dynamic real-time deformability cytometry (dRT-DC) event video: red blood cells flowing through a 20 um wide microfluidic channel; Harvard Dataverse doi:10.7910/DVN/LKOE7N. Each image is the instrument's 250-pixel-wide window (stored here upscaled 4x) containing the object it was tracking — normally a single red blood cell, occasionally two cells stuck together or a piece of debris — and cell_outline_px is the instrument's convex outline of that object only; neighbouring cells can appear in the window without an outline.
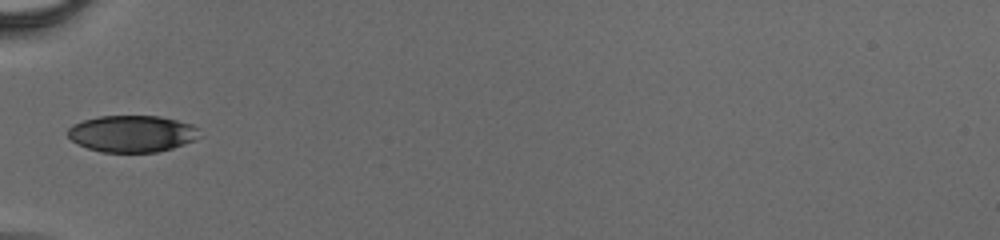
{"species": "human", "species_latin": "Homo sapiens", "temperature_condition": "cold", "stored_images_in_passage": 34, "camera_frame_rate_fps": 3000, "um_per_image_px": 0.085, "donor": {"sex": "male"}, "frame": {"image": 1, "passage_image": 1, "time_ms": 0.0, "image_size_px": [1000, 240], "cell_outline_px": [[204, 136], [196, 140], [172, 148], [156, 152], [100, 152], [88, 148], [72, 140], [68, 136], [68, 128], [72, 124], [84, 120], [100, 116], [160, 116], [192, 124], [200, 128]], "centroid_in_image_um": [11.3, 11.36], "position_along_channel_um": 73.7, "area_um2": 28.44}}
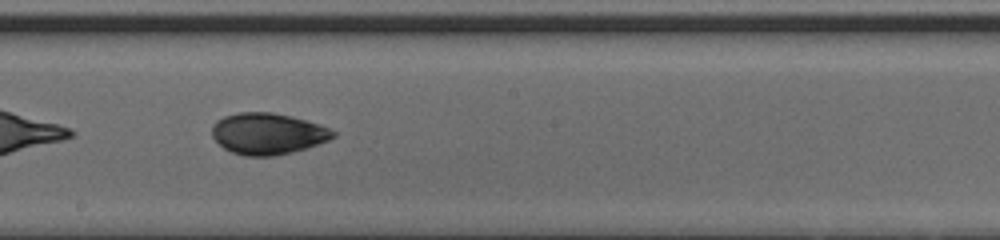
{"frame": {"image": 2, "passage_image": 13, "time_ms": 4.0, "image_size_px": [1000, 240], "cell_outline_px": [[336, 136], [328, 140], [292, 152], [272, 156], [244, 156], [232, 152], [224, 148], [212, 136], [212, 124], [216, 120], [224, 116], [240, 112], [272, 112], [292, 116], [320, 124], [336, 132]], "centroid_in_image_um": [22.74, 11.35], "position_along_channel_um": 225.5, "area_um2": 29.13}}
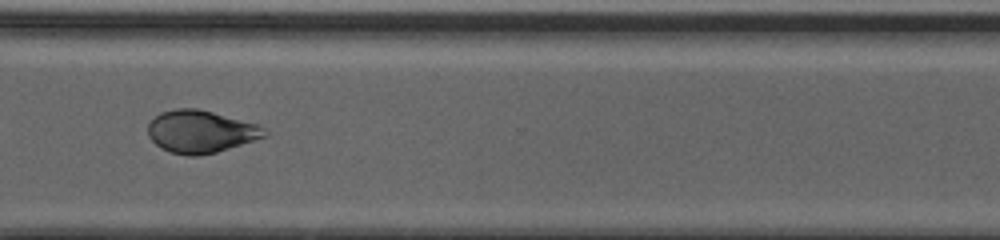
{"frame": {"image": 3, "passage_image": 23, "time_ms": 7.333, "image_size_px": [1000, 240], "cell_outline_px": [[268, 136], [216, 152], [200, 156], [188, 156], [168, 152], [160, 148], [148, 136], [148, 124], [160, 112], [176, 108], [196, 108], [212, 112], [256, 124], [268, 132]], "centroid_in_image_um": [17.03, 11.2], "position_along_channel_um": 353.6, "area_um2": 28.78}}